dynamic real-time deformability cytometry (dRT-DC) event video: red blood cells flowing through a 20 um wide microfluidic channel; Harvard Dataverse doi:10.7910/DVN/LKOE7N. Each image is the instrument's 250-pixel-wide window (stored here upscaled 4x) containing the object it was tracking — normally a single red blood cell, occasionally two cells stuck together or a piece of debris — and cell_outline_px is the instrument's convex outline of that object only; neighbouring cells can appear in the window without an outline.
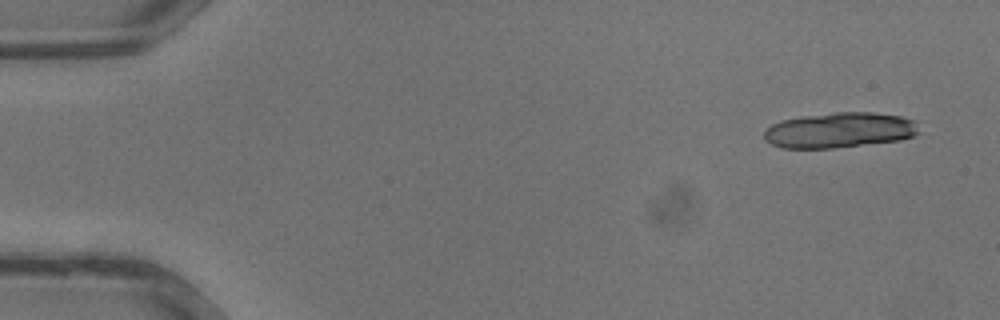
{"species": "common noctule bat (a hibernating species)", "species_latin": "Nyctalus noctula", "temperature_condition": "warm", "stored_images_in_passage": 11, "camera_frame_rate_fps": 3000, "um_per_image_px": 0.085, "animal": {"sex": "male", "body_mass_g": 13.3}, "frame": {"image": 1, "passage_image": 1, "time_ms": 0.0, "image_size_px": [1000, 320], "cell_outline_px": [[920, 132], [912, 136], [900, 140], [832, 148], [780, 148], [764, 140], [764, 132], [772, 124], [780, 120], [804, 116], [836, 112], [872, 112], [900, 116], [916, 120]], "centroid_in_image_um": [71.37, 11.06], "position_along_channel_um": 13.6, "area_um2": 31.96}}
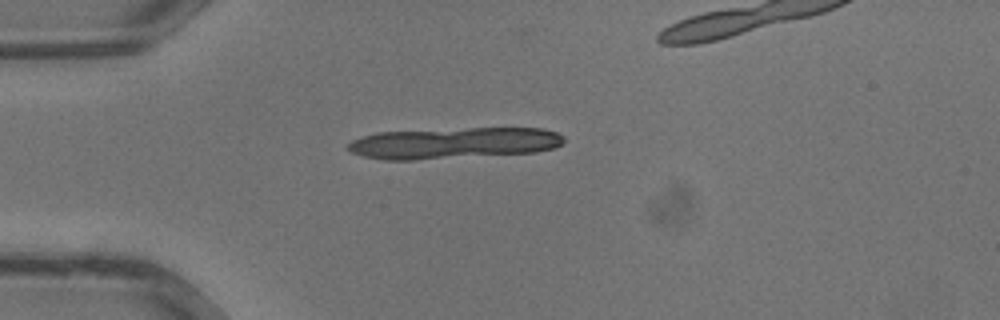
{"frame": {"image": 2, "passage_image": 8, "time_ms": 2.333, "image_size_px": [1000, 320], "cell_outline_px": [[564, 140], [556, 148], [536, 152], [412, 160], [384, 160], [364, 156], [352, 152], [344, 148], [352, 140], [360, 136], [376, 132], [468, 128], [544, 128], [556, 132], [564, 136]], "centroid_in_image_um": [38.55, 12.16], "position_along_channel_um": 46.4, "area_um2": 39.48}}